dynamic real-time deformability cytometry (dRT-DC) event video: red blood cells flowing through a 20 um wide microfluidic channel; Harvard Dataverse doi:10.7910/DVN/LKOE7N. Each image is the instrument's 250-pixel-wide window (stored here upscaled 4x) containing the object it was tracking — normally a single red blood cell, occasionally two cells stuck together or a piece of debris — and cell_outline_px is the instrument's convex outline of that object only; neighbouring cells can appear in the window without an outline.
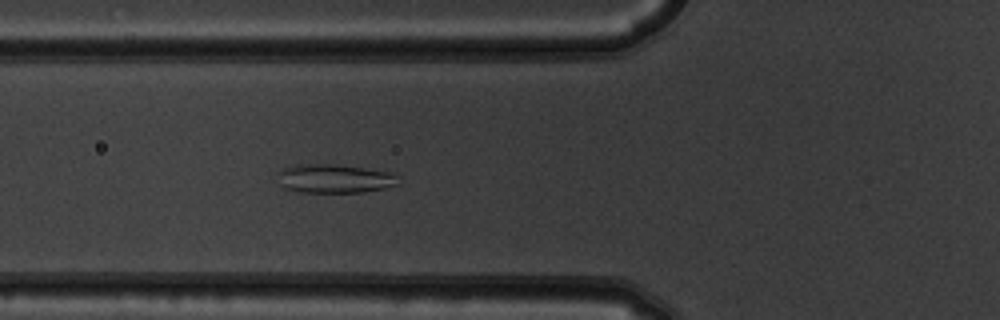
{"species": "common noctule bat (a hibernating species)", "species_latin": "Nyctalus noctula", "temperature_condition": "warm", "stored_images_in_passage": 6, "camera_frame_rate_fps": 3000, "um_per_image_px": 0.085, "animal": {"sex": "male", "body_mass_g": 19.5, "forearm_length_mm": 54.6}, "frame": {"image": 1, "passage_image": 6, "time_ms": 1.667, "image_size_px": [1000, 320], "cell_outline_px": [[400, 184], [384, 188], [364, 192], [296, 192], [284, 188], [280, 184], [280, 172], [284, 168], [296, 164], [332, 164], [364, 168], [392, 172], [396, 176]], "centroid_in_image_um": [28.45, 15.19], "position_along_channel_um": 97.3, "area_um2": 20.17}}